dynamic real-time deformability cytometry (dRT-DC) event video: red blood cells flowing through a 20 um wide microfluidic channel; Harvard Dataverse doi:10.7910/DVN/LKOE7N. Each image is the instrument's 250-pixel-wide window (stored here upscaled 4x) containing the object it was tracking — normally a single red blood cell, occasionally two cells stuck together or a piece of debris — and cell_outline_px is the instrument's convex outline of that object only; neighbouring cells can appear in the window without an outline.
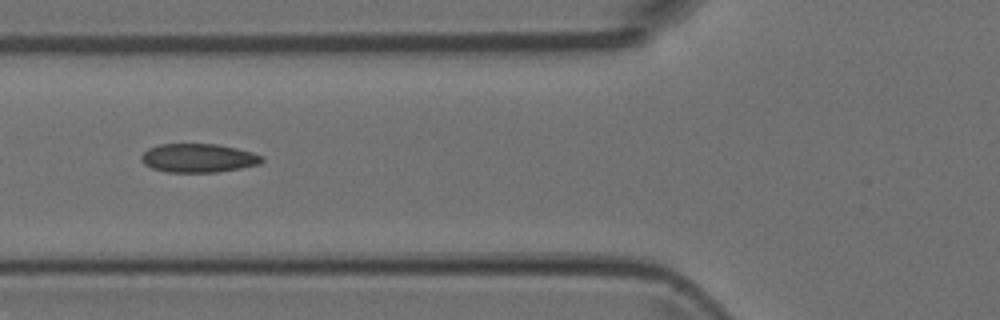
{"species": "Egyptian fruit bat (a non-hibernating species)", "species_latin": "Rousettus aegyptiacus", "temperature_condition": "room temperature", "stored_images_in_passage": 9, "camera_frame_rate_fps": 3000, "um_per_image_px": 0.085, "animal": {"sex": "female"}, "frame": {"image": 1, "passage_image": 6, "time_ms": 1.667, "image_size_px": [1000, 320], "cell_outline_px": [[264, 160], [260, 164], [240, 168], [216, 172], [168, 172], [152, 168], [144, 164], [140, 160], [140, 156], [148, 148], [160, 144], [216, 144], [236, 148], [252, 152], [264, 156]], "centroid_in_image_um": [16.86, 13.43], "position_along_channel_um": 108.9, "area_um2": 20.23}}
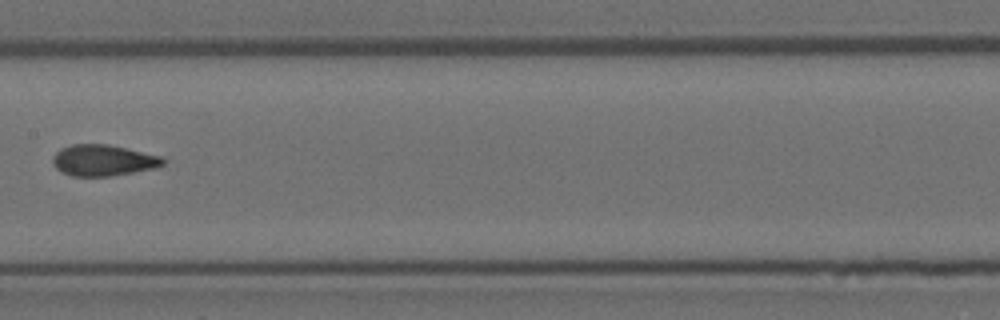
{"frame": {"image": 2, "passage_image": 8, "time_ms": 2.333, "image_size_px": [1000, 320], "cell_outline_px": [[164, 164], [156, 168], [108, 176], [72, 176], [60, 172], [52, 164], [52, 156], [60, 148], [72, 144], [104, 144], [124, 148], [160, 156], [164, 160]], "centroid_in_image_um": [8.7, 13.63], "position_along_channel_um": 198.7, "area_um2": 19.88}}
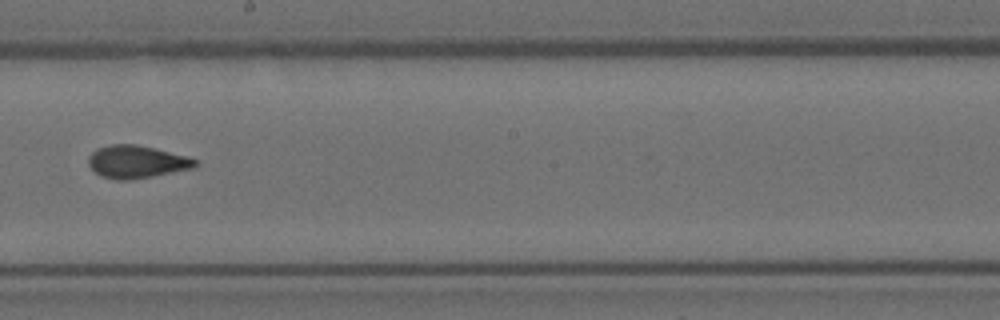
{"frame": {"image": 3, "passage_image": 9, "time_ms": 2.667, "image_size_px": [1000, 320], "cell_outline_px": [[200, 164], [196, 168], [152, 176], [128, 180], [116, 180], [100, 176], [88, 164], [88, 156], [96, 148], [112, 144], [136, 144], [188, 156], [196, 160]], "centroid_in_image_um": [11.63, 13.75], "position_along_channel_um": 236.6, "area_um2": 20.46}}